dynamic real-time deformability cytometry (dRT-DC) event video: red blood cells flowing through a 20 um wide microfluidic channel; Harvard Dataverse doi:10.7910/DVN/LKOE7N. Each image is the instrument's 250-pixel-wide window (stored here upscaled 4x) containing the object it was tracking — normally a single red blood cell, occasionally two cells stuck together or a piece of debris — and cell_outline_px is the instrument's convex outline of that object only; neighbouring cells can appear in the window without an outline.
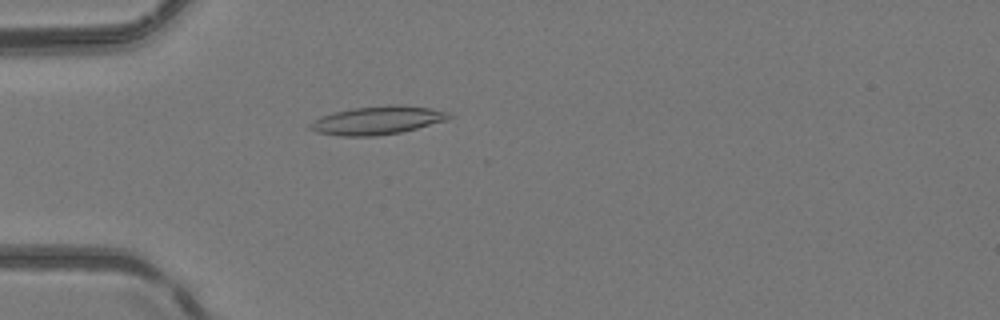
{"species": "common noctule bat (a hibernating species)", "species_latin": "Nyctalus noctula", "temperature_condition": "room temperature", "stored_images_in_passage": 36, "camera_frame_rate_fps": 3000, "um_per_image_px": 0.085, "animal": {"sex": "female", "body_mass_g": 24.6, "forearm_length_mm": 56.2}, "frame": {"image": 1, "passage_image": 1, "time_ms": 0.0, "image_size_px": [1000, 320], "cell_outline_px": [[452, 116], [448, 120], [400, 132], [376, 136], [340, 136], [316, 132], [308, 128], [308, 124], [320, 116], [332, 112], [352, 108], [388, 104], [392, 104], [432, 108], [448, 112]], "centroid_in_image_um": [32.04, 10.22], "position_along_channel_um": 53.0, "area_um2": 23.06}}
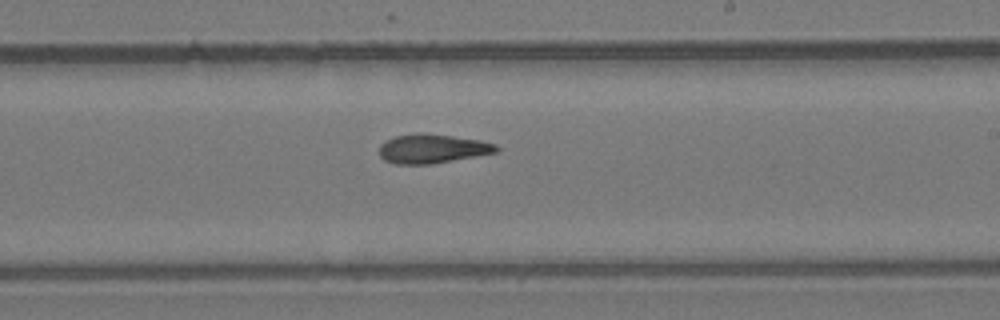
{"frame": {"image": 2, "passage_image": 16, "time_ms": 5.0, "image_size_px": [1000, 320], "cell_outline_px": [[500, 148], [496, 152], [428, 164], [396, 164], [384, 160], [380, 156], [380, 144], [384, 140], [396, 136], [416, 132], [424, 132], [480, 140], [496, 144]], "centroid_in_image_um": [36.7, 12.62], "position_along_channel_um": 252.3, "area_um2": 19.77}}
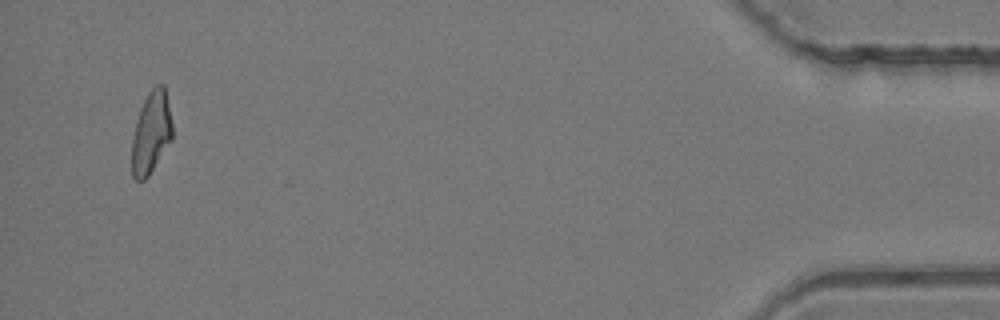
{"frame": {"image": 3, "passage_image": 34, "time_ms": 11.0, "image_size_px": [1000, 320], "cell_outline_px": [[172, 140], [148, 176], [144, 180], [136, 180], [132, 176], [132, 140], [136, 120], [140, 108], [148, 92], [156, 84], [164, 84], [172, 124]], "centroid_in_image_um": [12.85, 11.27], "position_along_channel_um": 422.4, "area_um2": 19.31}, "authors_computed_cell_mechanics": {"area_um2": 19.8832, "velocity_mm_per_s": 4.2065, "shape_relaxation_time_tau1_ms": null, "shape_relaxation_time_tau2_ms": 6.039, "deformation_change_tau1": null, "deformation_change_tau2": 0.1648}}